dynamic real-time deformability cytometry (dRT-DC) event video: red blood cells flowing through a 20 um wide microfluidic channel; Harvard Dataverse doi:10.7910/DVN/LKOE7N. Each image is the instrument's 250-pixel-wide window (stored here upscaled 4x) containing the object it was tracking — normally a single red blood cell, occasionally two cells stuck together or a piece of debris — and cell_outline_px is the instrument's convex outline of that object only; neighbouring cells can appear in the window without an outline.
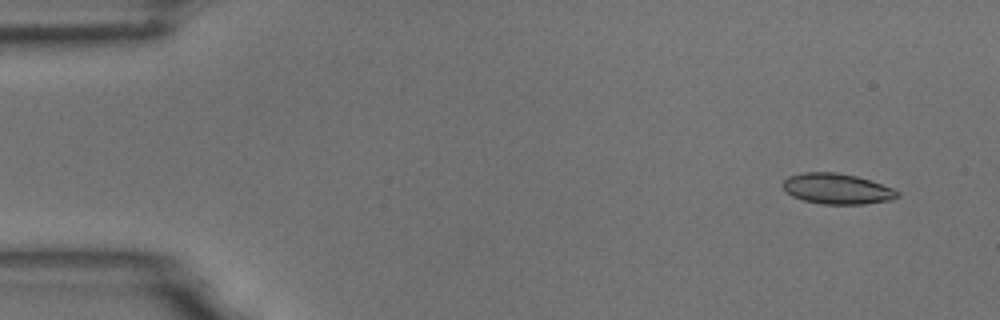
{"species": "common noctule bat (a hibernating species)", "species_latin": "Nyctalus noctula", "temperature_condition": "room temperature", "stored_images_in_passage": 4, "camera_frame_rate_fps": 3000, "um_per_image_px": 0.085, "animal": {"sex": "male", "body_mass_g": 18.8}, "frame": {"image": 1, "passage_image": 1, "time_ms": 0.0, "image_size_px": [1000, 320], "cell_outline_px": [[900, 196], [892, 200], [864, 204], [820, 204], [804, 200], [792, 196], [784, 188], [784, 180], [788, 176], [804, 172], [836, 172], [856, 176], [892, 188], [900, 192]], "centroid_in_image_um": [71.16, 16.05], "position_along_channel_um": 13.8, "area_um2": 20.29}}